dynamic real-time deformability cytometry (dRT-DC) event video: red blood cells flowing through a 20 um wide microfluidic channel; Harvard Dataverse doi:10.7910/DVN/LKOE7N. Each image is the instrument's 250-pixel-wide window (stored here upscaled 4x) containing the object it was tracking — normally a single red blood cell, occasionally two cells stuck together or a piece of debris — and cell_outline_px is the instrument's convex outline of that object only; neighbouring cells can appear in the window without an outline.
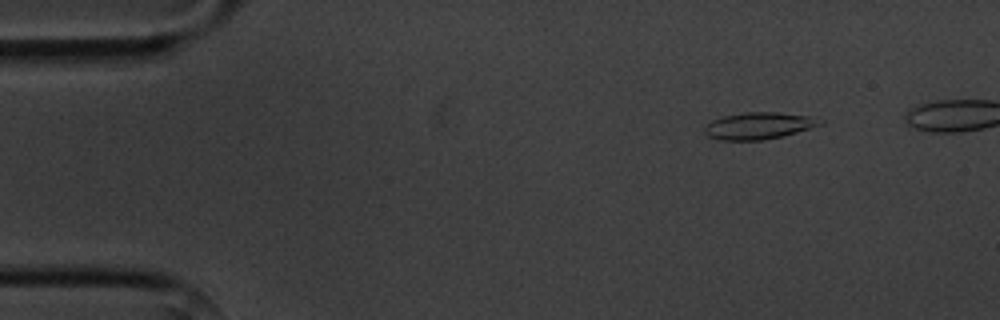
{"species": "common noctule bat (a hibernating species)", "species_latin": "Nyctalus noctula", "temperature_condition": "cold", "stored_images_in_passage": 11, "segment_of_instrument_passage": [1, 2], "camera_frame_rate_fps": 3000, "um_per_image_px": 0.085, "animal": {"sex": "male", "body_mass_g": 20.1, "forearm_length_mm": 53.5}, "frame": {"image": 1, "passage_image": 2, "time_ms": 1.0, "image_size_px": [1000, 320], "cell_outline_px": [[824, 124], [784, 136], [764, 140], [720, 140], [708, 136], [704, 132], [704, 124], [712, 120], [724, 116], [748, 112], [776, 112], [808, 116], [824, 120]], "centroid_in_image_um": [64.49, 10.69], "position_along_channel_um": 20.5, "area_um2": 18.15}}
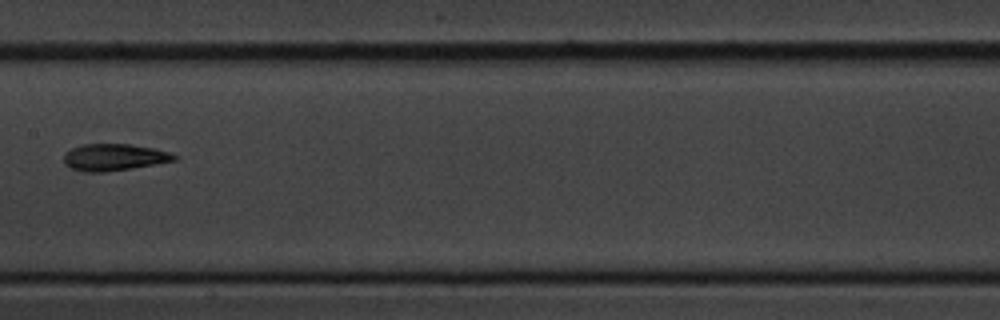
{"frame": {"image": 2, "passage_image": 8, "time_ms": 8.0, "image_size_px": [1000, 320], "cell_outline_px": [[180, 156], [176, 160], [132, 168], [104, 172], [84, 172], [72, 168], [64, 164], [64, 152], [80, 144], [128, 144], [156, 148]], "centroid_in_image_um": [9.69, 13.36], "position_along_channel_um": 197.7, "area_um2": 17.34}}
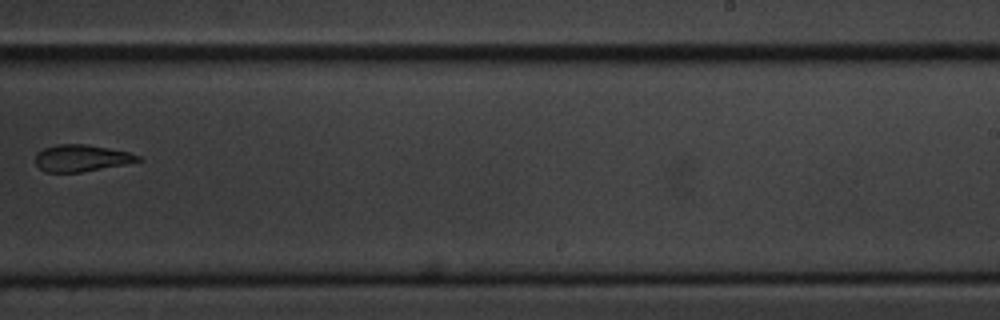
{"frame": {"image": 3, "passage_image": 10, "time_ms": 10.333, "image_size_px": [1000, 320], "cell_outline_px": [[144, 160], [124, 164], [80, 172], [48, 172], [40, 168], [36, 164], [36, 152], [44, 148], [56, 144], [84, 144], [108, 148], [128, 152], [140, 156]], "centroid_in_image_um": [6.91, 13.43], "position_along_channel_um": 282.1, "area_um2": 15.84}}